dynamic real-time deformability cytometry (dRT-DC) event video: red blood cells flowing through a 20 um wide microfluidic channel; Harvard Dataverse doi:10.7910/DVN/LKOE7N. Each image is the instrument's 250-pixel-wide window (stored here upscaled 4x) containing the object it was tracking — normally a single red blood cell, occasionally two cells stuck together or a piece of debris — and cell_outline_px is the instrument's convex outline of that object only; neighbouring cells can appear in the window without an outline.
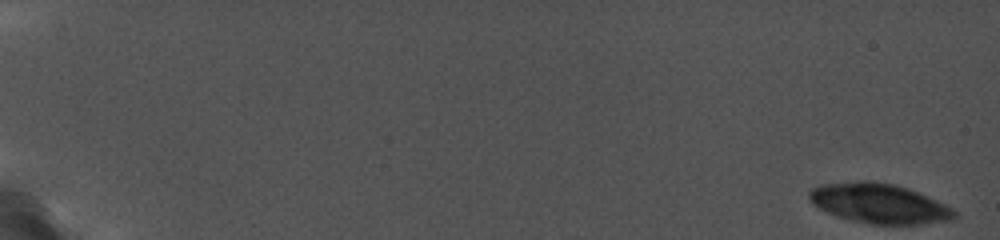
{"species": "common noctule bat (a hibernating species)", "species_latin": "Nyctalus noctula", "temperature_condition": "cold", "stored_images_in_passage": 21, "camera_frame_rate_fps": 5000, "um_per_image_px": 0.085, "animal": {"sex": "female", "body_mass_g": 19.0, "forearm_length_mm": 56.7}, "frame": {"image": 1, "passage_image": 1, "time_ms": 0.0, "image_size_px": [1000, 240], "cell_outline_px": [[960, 216], [948, 220], [920, 224], [872, 224], [852, 220], [836, 216], [812, 204], [808, 200], [808, 192], [812, 188], [820, 184], [864, 180], [892, 184], [908, 188], [936, 200], [952, 208]], "centroid_in_image_um": [74.7, 17.29], "position_along_channel_um": 10.3, "area_um2": 33.52}}
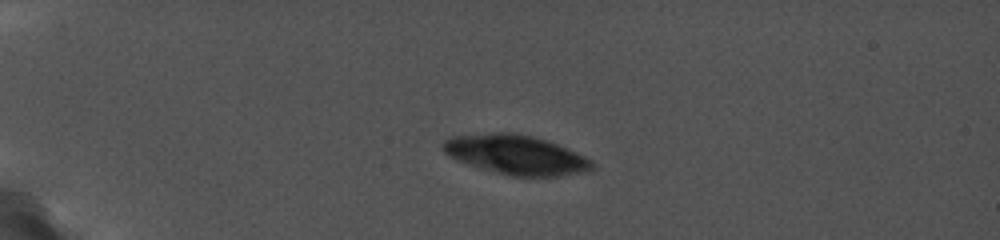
{"frame": {"image": 2, "passage_image": 14, "time_ms": 4.8, "image_size_px": [1000, 240], "cell_outline_px": [[596, 168], [588, 172], [560, 176], [508, 176], [480, 168], [456, 160], [448, 156], [444, 152], [440, 144], [448, 136], [496, 132], [508, 132], [532, 136], [548, 140], [568, 148], [592, 160], [596, 164]], "centroid_in_image_um": [43.86, 13.16], "position_along_channel_um": 41.1, "area_um2": 34.85}}